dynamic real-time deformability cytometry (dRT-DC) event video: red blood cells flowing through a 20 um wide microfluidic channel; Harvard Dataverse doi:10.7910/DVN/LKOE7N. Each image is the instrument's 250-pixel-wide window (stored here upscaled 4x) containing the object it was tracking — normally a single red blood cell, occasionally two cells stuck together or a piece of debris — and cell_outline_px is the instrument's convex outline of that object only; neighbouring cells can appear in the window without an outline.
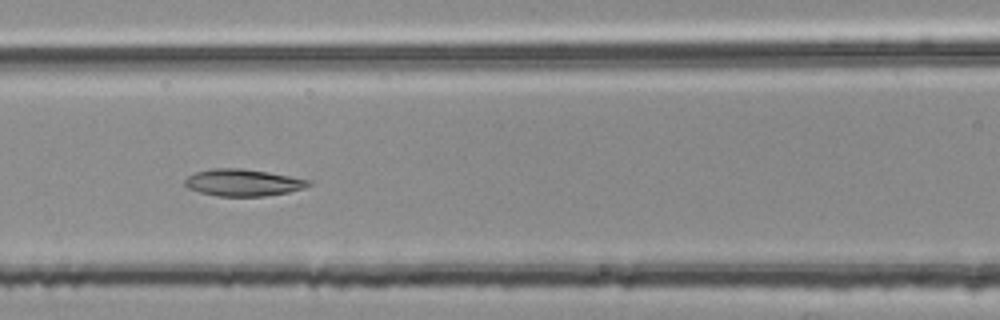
{"species": "common noctule bat (a hibernating species)", "species_latin": "Nyctalus noctula", "temperature_condition": "room temperature", "stored_images_in_passage": 51, "segment_of_instrument_passage": [2, 2], "camera_frame_rate_fps": 3000, "um_per_image_px": 0.085, "animal": {"sex": "female", "body_mass_g": 25.1}, "frame": {"image": 1, "passage_image": 23, "time_ms": 7.333, "image_size_px": [1000, 320], "cell_outline_px": [[312, 184], [304, 188], [288, 192], [264, 196], [216, 196], [200, 192], [188, 188], [184, 184], [184, 180], [188, 176], [196, 172], [212, 168], [240, 168], [268, 172], [312, 180]], "centroid_in_image_um": [20.66, 15.52], "position_along_channel_um": 145.9, "area_um2": 19.42}}
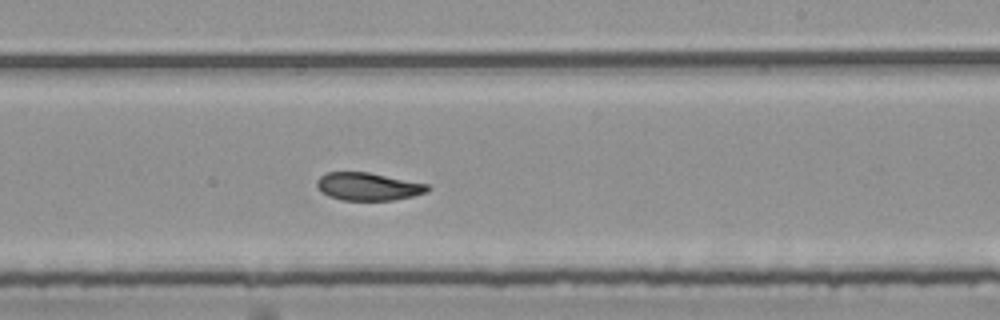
{"frame": {"image": 2, "passage_image": 32, "time_ms": 10.333, "image_size_px": [1000, 320], "cell_outline_px": [[432, 188], [424, 192], [412, 196], [392, 200], [340, 200], [328, 196], [316, 184], [316, 180], [324, 172], [368, 172], [428, 184]], "centroid_in_image_um": [31.27, 15.85], "position_along_channel_um": 257.7, "area_um2": 17.8}}
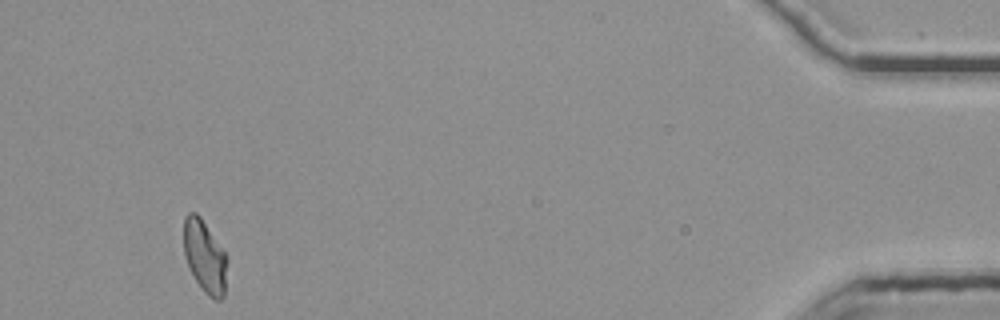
{"frame": {"image": 3, "passage_image": 51, "time_ms": 16.667, "image_size_px": [1000, 320], "cell_outline_px": [[224, 296], [220, 300], [216, 300], [208, 296], [204, 292], [196, 280], [184, 256], [184, 216], [188, 212], [196, 212], [200, 216], [224, 252]], "centroid_in_image_um": [17.34, 21.77], "position_along_channel_um": 417.9, "area_um2": 17.57}}